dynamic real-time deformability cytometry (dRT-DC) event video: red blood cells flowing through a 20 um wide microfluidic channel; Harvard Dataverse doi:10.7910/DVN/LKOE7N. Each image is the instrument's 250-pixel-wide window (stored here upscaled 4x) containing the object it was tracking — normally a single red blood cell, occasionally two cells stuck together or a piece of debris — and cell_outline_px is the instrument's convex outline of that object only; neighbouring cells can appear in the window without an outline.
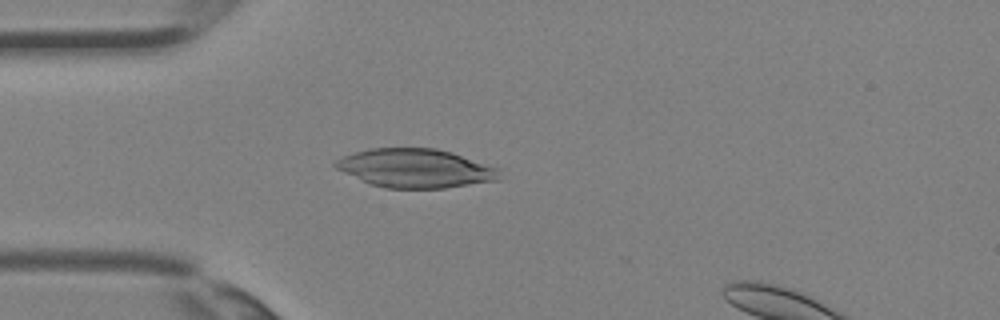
{"species": "Egyptian fruit bat (a non-hibernating species)", "species_latin": "Rousettus aegyptiacus", "temperature_condition": "room temperature", "stored_images_in_passage": 34, "camera_frame_rate_fps": 3000, "um_per_image_px": 0.085, "animal": {"sex": "female"}, "frame": {"image": 1, "passage_image": 10, "time_ms": 3.0, "image_size_px": [1000, 320], "cell_outline_px": [[500, 180], [444, 188], [384, 188], [372, 184], [344, 172], [336, 168], [332, 164], [336, 160], [344, 156], [368, 148], [436, 148], [452, 152], [500, 168]], "centroid_in_image_um": [35.36, 14.3], "position_along_channel_um": 49.6, "area_um2": 36.99}}
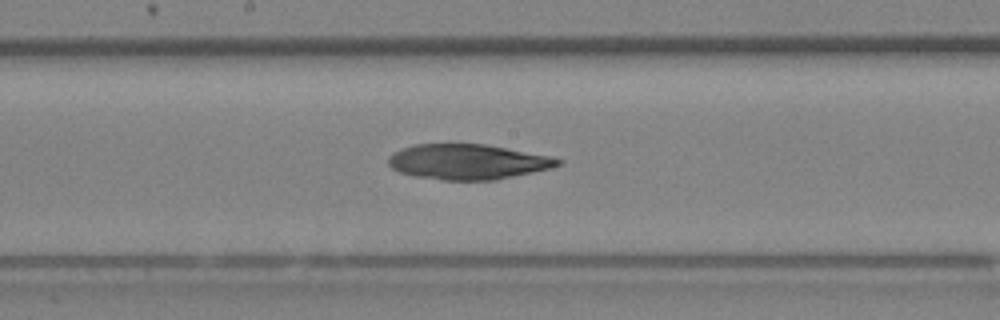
{"frame": {"image": 2, "passage_image": 19, "time_ms": 6.0, "image_size_px": [1000, 320], "cell_outline_px": [[564, 164], [532, 172], [496, 180], [444, 180], [412, 176], [400, 172], [392, 168], [388, 164], [388, 156], [392, 152], [400, 148], [416, 144], [484, 144], [552, 156], [564, 160]], "centroid_in_image_um": [39.74, 13.75], "position_along_channel_um": 208.5, "area_um2": 34.97}}
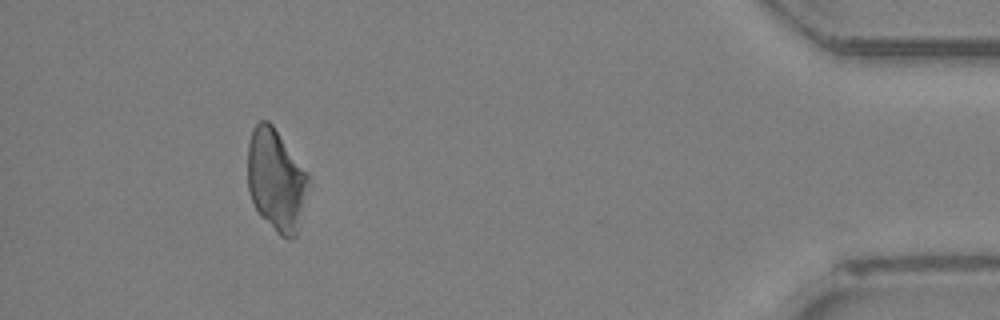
{"frame": {"image": 3, "passage_image": 33, "time_ms": 10.667, "image_size_px": [1000, 320], "cell_outline_px": [[308, 180], [296, 236], [288, 240], [280, 236], [260, 216], [248, 192], [248, 144], [252, 128], [260, 120], [268, 120], [272, 124], [308, 172]], "centroid_in_image_um": [23.44, 15.28], "position_along_channel_um": 411.8, "area_um2": 35.84}}